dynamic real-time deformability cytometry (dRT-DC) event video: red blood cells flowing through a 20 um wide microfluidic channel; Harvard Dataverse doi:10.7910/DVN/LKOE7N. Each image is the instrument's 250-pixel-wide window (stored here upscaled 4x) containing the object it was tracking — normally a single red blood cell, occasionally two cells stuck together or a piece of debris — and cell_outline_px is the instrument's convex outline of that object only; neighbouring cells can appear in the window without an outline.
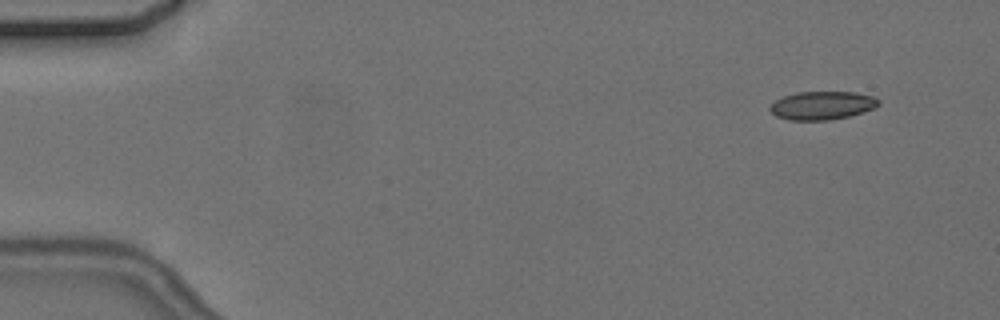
{"species": "common noctule bat (a hibernating species)", "species_latin": "Nyctalus noctula", "temperature_condition": "cold", "stored_images_in_passage": 7, "camera_frame_rate_fps": 3000, "um_per_image_px": 0.085, "animal": {"sex": "female", "body_mass_g": 24.6, "forearm_length_mm": 56.2}, "frame": {"image": 1, "passage_image": 1, "time_ms": 0.0, "image_size_px": [1000, 320], "cell_outline_px": [[880, 104], [876, 108], [864, 112], [848, 116], [828, 120], [788, 120], [776, 116], [768, 108], [776, 100], [784, 96], [796, 92], [856, 92], [872, 96], [880, 100]], "centroid_in_image_um": [69.91, 8.96], "position_along_channel_um": 15.1, "area_um2": 17.98}}